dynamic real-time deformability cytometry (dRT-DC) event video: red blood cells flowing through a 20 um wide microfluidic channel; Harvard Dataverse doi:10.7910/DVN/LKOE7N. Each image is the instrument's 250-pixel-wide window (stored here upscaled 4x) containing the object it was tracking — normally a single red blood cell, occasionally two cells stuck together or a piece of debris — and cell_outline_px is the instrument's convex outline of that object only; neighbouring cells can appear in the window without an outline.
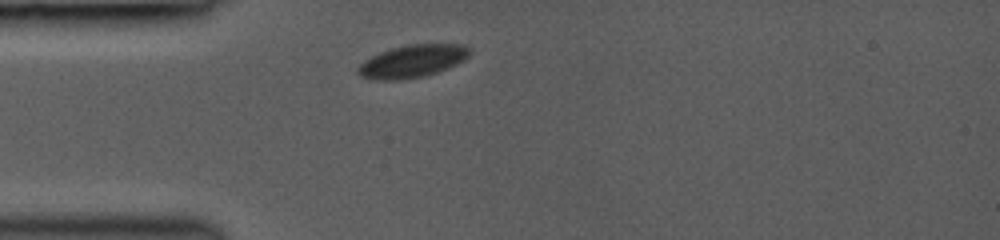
{"species": "common noctule bat (a hibernating species)", "species_latin": "Nyctalus noctula", "temperature_condition": "room temperature", "stored_images_in_passage": 1, "camera_frame_rate_fps": 3000, "um_per_image_px": 0.085, "animal": {"sex": "female", "body_mass_g": 19.0, "forearm_length_mm": 53.3}, "frame": {"image": 1, "passage_image": 1, "time_ms": 0.0, "image_size_px": [1000, 240], "cell_outline_px": [[468, 56], [464, 60], [448, 68], [424, 76], [400, 80], [376, 80], [360, 76], [356, 72], [356, 68], [364, 60], [380, 52], [392, 48], [408, 44], [464, 44], [468, 48]], "centroid_in_image_um": [35.01, 5.21], "position_along_channel_um": 50.0, "area_um2": 21.15}}